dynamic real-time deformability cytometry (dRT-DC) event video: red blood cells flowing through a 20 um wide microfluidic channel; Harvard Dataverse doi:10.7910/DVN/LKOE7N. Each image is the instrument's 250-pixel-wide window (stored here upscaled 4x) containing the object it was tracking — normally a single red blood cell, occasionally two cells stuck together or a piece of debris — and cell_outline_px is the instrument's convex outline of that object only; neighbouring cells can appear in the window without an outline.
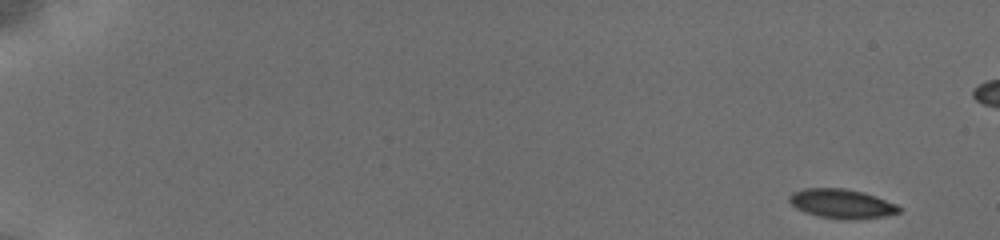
{"species": "common noctule bat (a hibernating species)", "species_latin": "Nyctalus noctula", "temperature_condition": "cold", "stored_images_in_passage": 56, "camera_frame_rate_fps": 3000, "um_per_image_px": 0.085, "animal": {"sex": "female", "body_mass_g": 19.5, "forearm_length_mm": 54.1}, "frame": {"image": 1, "passage_image": 1, "time_ms": 0.0, "image_size_px": [1000, 240], "cell_outline_px": [[900, 212], [884, 216], [848, 220], [820, 216], [796, 208], [788, 200], [788, 196], [792, 192], [804, 188], [844, 188], [864, 192], [876, 196], [896, 204], [900, 208]], "centroid_in_image_um": [71.54, 17.3], "position_along_channel_um": 13.5, "area_um2": 18.55}}
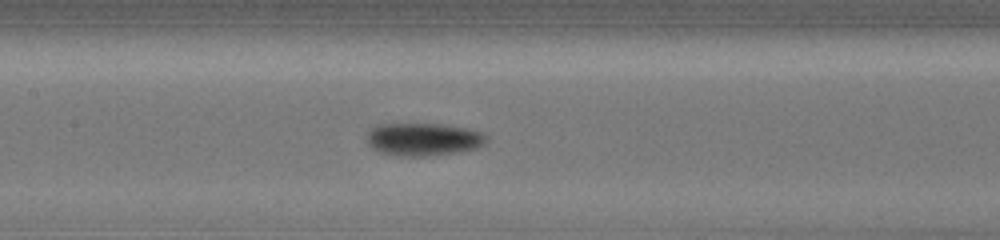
{"frame": {"image": 2, "passage_image": 33, "time_ms": 8.667, "image_size_px": [1000, 240], "cell_outline_px": [[484, 140], [476, 148], [428, 156], [396, 156], [380, 152], [372, 148], [368, 144], [368, 132], [376, 124], [440, 124], [464, 128], [480, 132], [484, 136]], "centroid_in_image_um": [35.87, 11.84], "position_along_channel_um": 171.5, "area_um2": 22.31}}
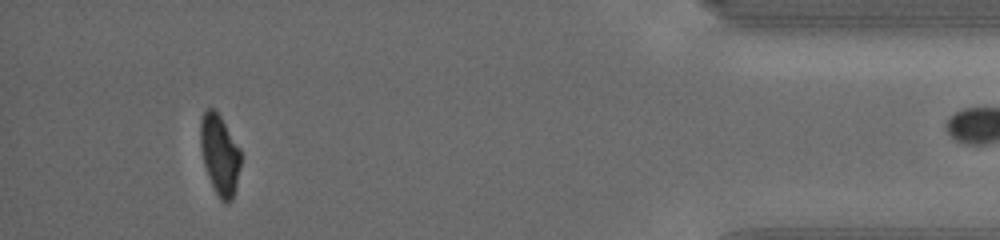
{"frame": {"image": 3, "passage_image": 55, "time_ms": 16.333, "image_size_px": [1000, 240], "cell_outline_px": [[240, 164], [236, 184], [232, 200], [228, 204], [220, 200], [208, 176], [204, 164], [200, 144], [200, 120], [204, 112], [208, 108], [216, 108], [240, 148]], "centroid_in_image_um": [18.66, 13.11], "position_along_channel_um": 416.5, "area_um2": 18.79}}